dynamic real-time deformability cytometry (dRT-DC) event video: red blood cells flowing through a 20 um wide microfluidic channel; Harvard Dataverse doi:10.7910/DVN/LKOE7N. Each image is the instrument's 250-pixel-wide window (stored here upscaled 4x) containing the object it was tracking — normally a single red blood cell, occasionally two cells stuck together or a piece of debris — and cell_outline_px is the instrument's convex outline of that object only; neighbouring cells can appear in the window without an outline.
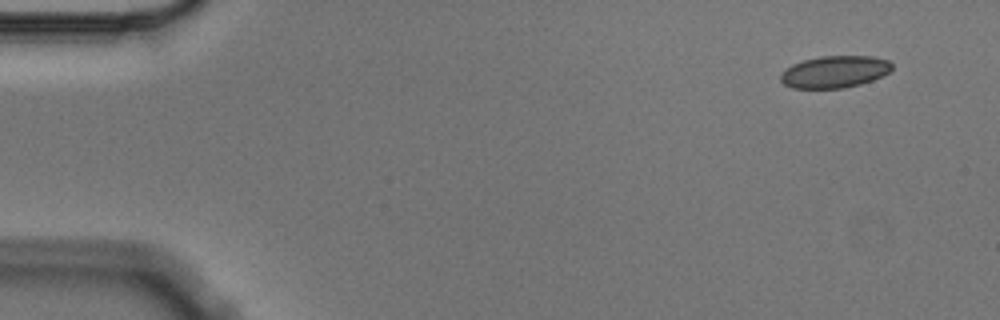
{"species": "Egyptian fruit bat (a non-hibernating species)", "species_latin": "Rousettus aegyptiacus", "temperature_condition": "cold", "stored_images_in_passage": 5, "camera_frame_rate_fps": 3000, "um_per_image_px": 0.085, "animal": {"sex": "male"}, "frame": {"image": 1, "passage_image": 1, "time_ms": 0.0, "image_size_px": [1000, 320], "cell_outline_px": [[892, 68], [888, 72], [872, 80], [860, 84], [844, 88], [792, 88], [784, 84], [780, 80], [780, 76], [792, 64], [804, 60], [820, 56], [872, 56], [888, 60], [892, 64]], "centroid_in_image_um": [70.95, 6.1], "position_along_channel_um": 14.1, "area_um2": 20.58}}
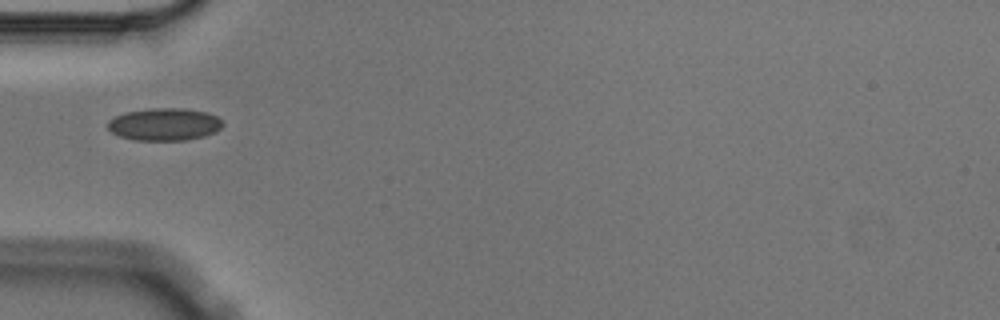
{"frame": {"image": 2, "passage_image": 5, "time_ms": 1.333, "image_size_px": [1000, 320], "cell_outline_px": [[224, 124], [216, 132], [204, 136], [188, 140], [132, 140], [120, 136], [112, 132], [108, 128], [108, 120], [124, 112], [152, 108], [184, 108], [208, 112], [224, 120]], "centroid_in_image_um": [14.01, 10.56], "position_along_channel_um": 71.0, "area_um2": 21.96}}